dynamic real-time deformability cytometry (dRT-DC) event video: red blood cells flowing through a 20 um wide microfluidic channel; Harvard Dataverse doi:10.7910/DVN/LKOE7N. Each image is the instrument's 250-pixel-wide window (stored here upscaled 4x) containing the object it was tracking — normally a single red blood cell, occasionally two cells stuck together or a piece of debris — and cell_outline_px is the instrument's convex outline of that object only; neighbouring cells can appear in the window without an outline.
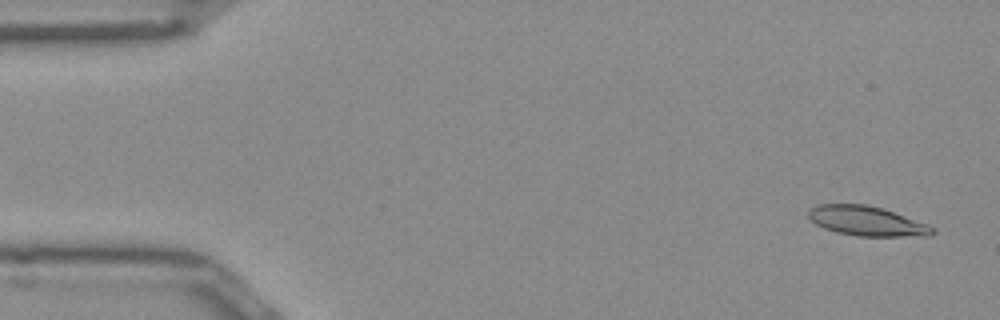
{"species": "Egyptian fruit bat (a non-hibernating species)", "species_latin": "Rousettus aegyptiacus", "temperature_condition": "room temperature", "stored_images_in_passage": 10, "camera_frame_rate_fps": 3000, "um_per_image_px": 0.085, "frame": {"image": 1, "passage_image": 2, "time_ms": 0.333, "image_size_px": [1000, 320], "cell_outline_px": [[936, 232], [932, 236], [856, 236], [836, 232], [824, 228], [816, 224], [808, 216], [808, 212], [812, 208], [820, 204], [868, 204], [884, 208], [928, 224], [936, 228]], "centroid_in_image_um": [73.74, 18.79], "position_along_channel_um": 11.3, "area_um2": 21.62}}